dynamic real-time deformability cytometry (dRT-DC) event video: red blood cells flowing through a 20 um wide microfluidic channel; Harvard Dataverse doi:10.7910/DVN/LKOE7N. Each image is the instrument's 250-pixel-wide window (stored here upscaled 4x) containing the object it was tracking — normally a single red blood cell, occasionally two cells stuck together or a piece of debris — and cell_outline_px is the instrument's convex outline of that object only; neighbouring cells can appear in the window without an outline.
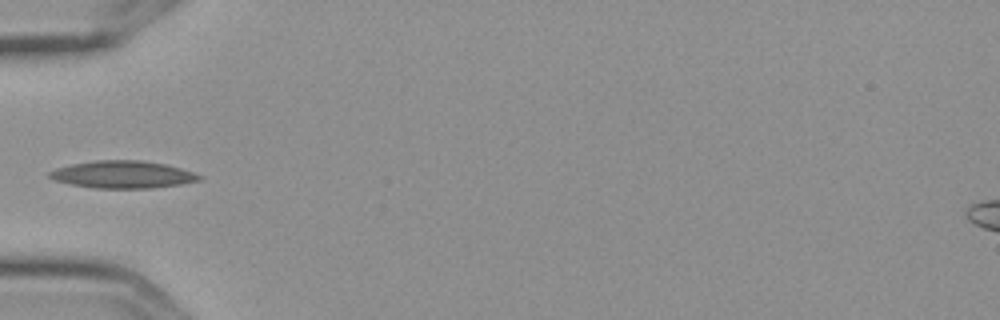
{"species": "Egyptian fruit bat (a non-hibernating species)", "species_latin": "Rousettus aegyptiacus", "temperature_condition": "cold", "stored_images_in_passage": 5, "camera_frame_rate_fps": 3000, "um_per_image_px": 0.085, "frame": {"image": 1, "passage_image": 5, "time_ms": 1.333, "image_size_px": [1000, 320], "cell_outline_px": [[204, 176], [200, 180], [180, 184], [152, 188], [92, 188], [72, 184], [56, 180], [48, 176], [48, 172], [56, 168], [72, 164], [96, 160], [140, 160], [164, 164], [180, 168]], "centroid_in_image_um": [10.43, 14.83], "position_along_channel_um": 74.6, "area_um2": 23.7}}